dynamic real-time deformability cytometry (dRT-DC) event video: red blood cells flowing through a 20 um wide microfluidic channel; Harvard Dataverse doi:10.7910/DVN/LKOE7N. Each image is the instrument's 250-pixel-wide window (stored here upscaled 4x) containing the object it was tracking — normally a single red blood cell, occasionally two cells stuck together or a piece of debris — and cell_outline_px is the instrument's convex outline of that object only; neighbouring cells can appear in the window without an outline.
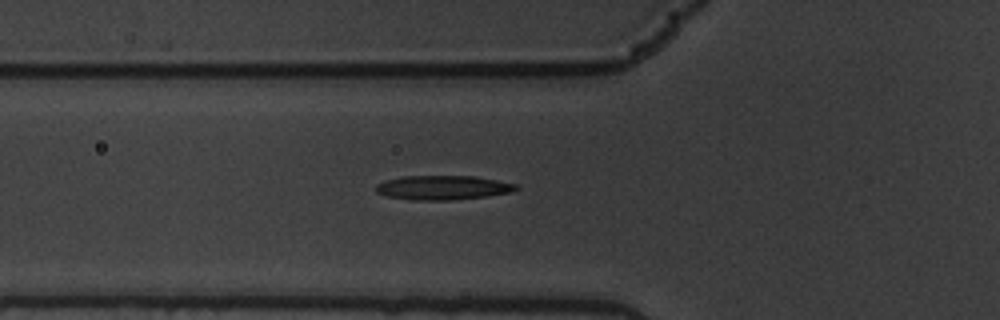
{"species": "common noctule bat (a hibernating species)", "species_latin": "Nyctalus noctula", "temperature_condition": "warm", "stored_images_in_passage": 7, "camera_frame_rate_fps": 3000, "um_per_image_px": 0.085, "animal": {"sex": "male", "body_mass_g": 19.5, "forearm_length_mm": 54.6}, "frame": {"image": 1, "passage_image": 7, "time_ms": 2.0, "image_size_px": [1000, 320], "cell_outline_px": [[520, 188], [512, 192], [488, 196], [456, 200], [412, 200], [388, 196], [376, 192], [376, 184], [384, 180], [404, 176], [476, 176], [516, 184]], "centroid_in_image_um": [37.66, 15.95], "position_along_channel_um": 88.1, "area_um2": 19.94}}